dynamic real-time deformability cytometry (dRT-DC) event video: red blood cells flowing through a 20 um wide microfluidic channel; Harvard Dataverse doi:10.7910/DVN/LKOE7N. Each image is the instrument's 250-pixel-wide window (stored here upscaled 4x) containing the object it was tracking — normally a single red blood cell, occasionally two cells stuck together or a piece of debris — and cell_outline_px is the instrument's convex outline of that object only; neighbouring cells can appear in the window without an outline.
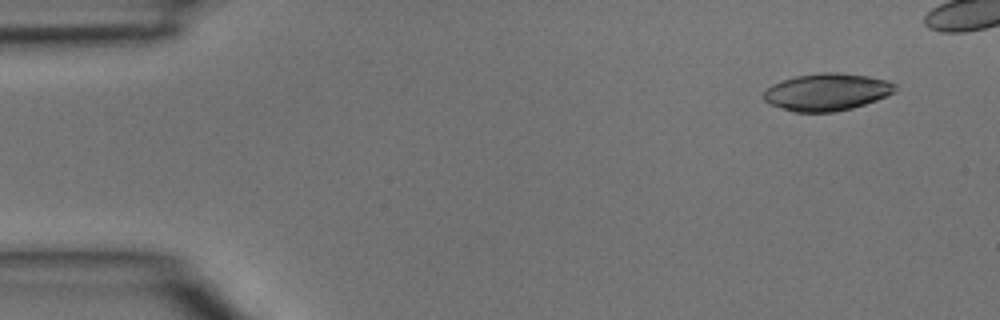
{"species": "common noctule bat (a hibernating species)", "species_latin": "Nyctalus noctula", "temperature_condition": "room temperature", "stored_images_in_passage": 5, "camera_frame_rate_fps": 3000, "um_per_image_px": 0.085, "animal": {"sex": "male", "body_mass_g": 15.6}, "frame": {"image": 1, "passage_image": 1, "time_ms": 0.0, "image_size_px": [1000, 320], "cell_outline_px": [[896, 88], [892, 92], [876, 100], [852, 108], [836, 112], [796, 112], [768, 104], [764, 100], [764, 92], [772, 84], [796, 76], [820, 72], [836, 72], [868, 76], [888, 80], [896, 84]], "centroid_in_image_um": [70.27, 7.82], "position_along_channel_um": 14.7, "area_um2": 28.38}}